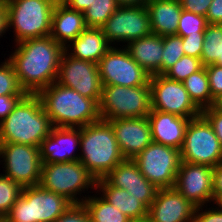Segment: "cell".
I'll list each match as a JSON object with an SVG mask.
<instances>
[{"instance_id":"5","label":"cell","mask_w":222,"mask_h":222,"mask_svg":"<svg viewBox=\"0 0 222 222\" xmlns=\"http://www.w3.org/2000/svg\"><path fill=\"white\" fill-rule=\"evenodd\" d=\"M7 12V29L16 36L14 41L50 35L51 18L57 0H4Z\"/></svg>"},{"instance_id":"47","label":"cell","mask_w":222,"mask_h":222,"mask_svg":"<svg viewBox=\"0 0 222 222\" xmlns=\"http://www.w3.org/2000/svg\"><path fill=\"white\" fill-rule=\"evenodd\" d=\"M118 6H143L146 5V3L149 0H116Z\"/></svg>"},{"instance_id":"23","label":"cell","mask_w":222,"mask_h":222,"mask_svg":"<svg viewBox=\"0 0 222 222\" xmlns=\"http://www.w3.org/2000/svg\"><path fill=\"white\" fill-rule=\"evenodd\" d=\"M125 48L150 76L162 75L163 37L152 33L130 41Z\"/></svg>"},{"instance_id":"9","label":"cell","mask_w":222,"mask_h":222,"mask_svg":"<svg viewBox=\"0 0 222 222\" xmlns=\"http://www.w3.org/2000/svg\"><path fill=\"white\" fill-rule=\"evenodd\" d=\"M181 160L186 163L215 167L222 162V146L212 125L201 114L190 119L180 150Z\"/></svg>"},{"instance_id":"10","label":"cell","mask_w":222,"mask_h":222,"mask_svg":"<svg viewBox=\"0 0 222 222\" xmlns=\"http://www.w3.org/2000/svg\"><path fill=\"white\" fill-rule=\"evenodd\" d=\"M132 160L145 178L158 189L174 187L182 162L180 150L154 142Z\"/></svg>"},{"instance_id":"29","label":"cell","mask_w":222,"mask_h":222,"mask_svg":"<svg viewBox=\"0 0 222 222\" xmlns=\"http://www.w3.org/2000/svg\"><path fill=\"white\" fill-rule=\"evenodd\" d=\"M203 66H222V24H208L204 30V44L200 57Z\"/></svg>"},{"instance_id":"24","label":"cell","mask_w":222,"mask_h":222,"mask_svg":"<svg viewBox=\"0 0 222 222\" xmlns=\"http://www.w3.org/2000/svg\"><path fill=\"white\" fill-rule=\"evenodd\" d=\"M110 48L111 46L101 28L87 27L75 40L71 41L64 50L73 58L98 64Z\"/></svg>"},{"instance_id":"34","label":"cell","mask_w":222,"mask_h":222,"mask_svg":"<svg viewBox=\"0 0 222 222\" xmlns=\"http://www.w3.org/2000/svg\"><path fill=\"white\" fill-rule=\"evenodd\" d=\"M0 64V95H26L20 87L14 67L9 59Z\"/></svg>"},{"instance_id":"2","label":"cell","mask_w":222,"mask_h":222,"mask_svg":"<svg viewBox=\"0 0 222 222\" xmlns=\"http://www.w3.org/2000/svg\"><path fill=\"white\" fill-rule=\"evenodd\" d=\"M37 95L53 127L81 128L101 119L96 100L56 82Z\"/></svg>"},{"instance_id":"3","label":"cell","mask_w":222,"mask_h":222,"mask_svg":"<svg viewBox=\"0 0 222 222\" xmlns=\"http://www.w3.org/2000/svg\"><path fill=\"white\" fill-rule=\"evenodd\" d=\"M52 124L37 94H26L0 123V143L39 147Z\"/></svg>"},{"instance_id":"45","label":"cell","mask_w":222,"mask_h":222,"mask_svg":"<svg viewBox=\"0 0 222 222\" xmlns=\"http://www.w3.org/2000/svg\"><path fill=\"white\" fill-rule=\"evenodd\" d=\"M61 2L72 10L84 12L93 3V0H61Z\"/></svg>"},{"instance_id":"48","label":"cell","mask_w":222,"mask_h":222,"mask_svg":"<svg viewBox=\"0 0 222 222\" xmlns=\"http://www.w3.org/2000/svg\"><path fill=\"white\" fill-rule=\"evenodd\" d=\"M214 106L222 111V96H220L217 100H215Z\"/></svg>"},{"instance_id":"8","label":"cell","mask_w":222,"mask_h":222,"mask_svg":"<svg viewBox=\"0 0 222 222\" xmlns=\"http://www.w3.org/2000/svg\"><path fill=\"white\" fill-rule=\"evenodd\" d=\"M151 112L150 84L126 87L103 85L99 113L103 120L146 117Z\"/></svg>"},{"instance_id":"27","label":"cell","mask_w":222,"mask_h":222,"mask_svg":"<svg viewBox=\"0 0 222 222\" xmlns=\"http://www.w3.org/2000/svg\"><path fill=\"white\" fill-rule=\"evenodd\" d=\"M183 84L190 99L201 111L215 104V100L212 98L210 92L206 66H203L197 72L192 73L183 81Z\"/></svg>"},{"instance_id":"39","label":"cell","mask_w":222,"mask_h":222,"mask_svg":"<svg viewBox=\"0 0 222 222\" xmlns=\"http://www.w3.org/2000/svg\"><path fill=\"white\" fill-rule=\"evenodd\" d=\"M204 207L205 206L196 207L194 222H222V204H216L214 208H207L206 205V209L203 212Z\"/></svg>"},{"instance_id":"41","label":"cell","mask_w":222,"mask_h":222,"mask_svg":"<svg viewBox=\"0 0 222 222\" xmlns=\"http://www.w3.org/2000/svg\"><path fill=\"white\" fill-rule=\"evenodd\" d=\"M182 9L206 17L213 0H179Z\"/></svg>"},{"instance_id":"15","label":"cell","mask_w":222,"mask_h":222,"mask_svg":"<svg viewBox=\"0 0 222 222\" xmlns=\"http://www.w3.org/2000/svg\"><path fill=\"white\" fill-rule=\"evenodd\" d=\"M56 83L74 89L87 98L100 101L103 84L98 64L73 58L63 52Z\"/></svg>"},{"instance_id":"17","label":"cell","mask_w":222,"mask_h":222,"mask_svg":"<svg viewBox=\"0 0 222 222\" xmlns=\"http://www.w3.org/2000/svg\"><path fill=\"white\" fill-rule=\"evenodd\" d=\"M108 121L113 128L118 147L125 159H133L153 142L147 116Z\"/></svg>"},{"instance_id":"14","label":"cell","mask_w":222,"mask_h":222,"mask_svg":"<svg viewBox=\"0 0 222 222\" xmlns=\"http://www.w3.org/2000/svg\"><path fill=\"white\" fill-rule=\"evenodd\" d=\"M101 29L111 47L117 42L128 44L132 40L152 34L150 17L145 5L119 6Z\"/></svg>"},{"instance_id":"4","label":"cell","mask_w":222,"mask_h":222,"mask_svg":"<svg viewBox=\"0 0 222 222\" xmlns=\"http://www.w3.org/2000/svg\"><path fill=\"white\" fill-rule=\"evenodd\" d=\"M79 161L97 179L104 178L125 158L109 121L100 119L81 127Z\"/></svg>"},{"instance_id":"31","label":"cell","mask_w":222,"mask_h":222,"mask_svg":"<svg viewBox=\"0 0 222 222\" xmlns=\"http://www.w3.org/2000/svg\"><path fill=\"white\" fill-rule=\"evenodd\" d=\"M22 187L7 176L0 174V219H4L17 201Z\"/></svg>"},{"instance_id":"38","label":"cell","mask_w":222,"mask_h":222,"mask_svg":"<svg viewBox=\"0 0 222 222\" xmlns=\"http://www.w3.org/2000/svg\"><path fill=\"white\" fill-rule=\"evenodd\" d=\"M206 72L209 78V87L212 98L217 100L222 96V66L216 64L207 65Z\"/></svg>"},{"instance_id":"33","label":"cell","mask_w":222,"mask_h":222,"mask_svg":"<svg viewBox=\"0 0 222 222\" xmlns=\"http://www.w3.org/2000/svg\"><path fill=\"white\" fill-rule=\"evenodd\" d=\"M203 67L201 59L184 55L171 68H169L163 75L169 79L183 82L192 73L197 72Z\"/></svg>"},{"instance_id":"1","label":"cell","mask_w":222,"mask_h":222,"mask_svg":"<svg viewBox=\"0 0 222 222\" xmlns=\"http://www.w3.org/2000/svg\"><path fill=\"white\" fill-rule=\"evenodd\" d=\"M9 56L20 87L28 94L56 82L64 47L50 35L16 43Z\"/></svg>"},{"instance_id":"30","label":"cell","mask_w":222,"mask_h":222,"mask_svg":"<svg viewBox=\"0 0 222 222\" xmlns=\"http://www.w3.org/2000/svg\"><path fill=\"white\" fill-rule=\"evenodd\" d=\"M116 0H93L92 5L83 12L88 28H101L117 10Z\"/></svg>"},{"instance_id":"16","label":"cell","mask_w":222,"mask_h":222,"mask_svg":"<svg viewBox=\"0 0 222 222\" xmlns=\"http://www.w3.org/2000/svg\"><path fill=\"white\" fill-rule=\"evenodd\" d=\"M174 188L196 207L213 202V167L181 162Z\"/></svg>"},{"instance_id":"42","label":"cell","mask_w":222,"mask_h":222,"mask_svg":"<svg viewBox=\"0 0 222 222\" xmlns=\"http://www.w3.org/2000/svg\"><path fill=\"white\" fill-rule=\"evenodd\" d=\"M25 95H0V123Z\"/></svg>"},{"instance_id":"36","label":"cell","mask_w":222,"mask_h":222,"mask_svg":"<svg viewBox=\"0 0 222 222\" xmlns=\"http://www.w3.org/2000/svg\"><path fill=\"white\" fill-rule=\"evenodd\" d=\"M53 222H91V217L83 203H72L70 207Z\"/></svg>"},{"instance_id":"43","label":"cell","mask_w":222,"mask_h":222,"mask_svg":"<svg viewBox=\"0 0 222 222\" xmlns=\"http://www.w3.org/2000/svg\"><path fill=\"white\" fill-rule=\"evenodd\" d=\"M213 204H222V162L213 167Z\"/></svg>"},{"instance_id":"11","label":"cell","mask_w":222,"mask_h":222,"mask_svg":"<svg viewBox=\"0 0 222 222\" xmlns=\"http://www.w3.org/2000/svg\"><path fill=\"white\" fill-rule=\"evenodd\" d=\"M4 174L22 188L39 185L42 161L39 147L18 143H0ZM0 161V162H1Z\"/></svg>"},{"instance_id":"21","label":"cell","mask_w":222,"mask_h":222,"mask_svg":"<svg viewBox=\"0 0 222 222\" xmlns=\"http://www.w3.org/2000/svg\"><path fill=\"white\" fill-rule=\"evenodd\" d=\"M154 143L181 150L190 119L175 114L151 110L147 115Z\"/></svg>"},{"instance_id":"40","label":"cell","mask_w":222,"mask_h":222,"mask_svg":"<svg viewBox=\"0 0 222 222\" xmlns=\"http://www.w3.org/2000/svg\"><path fill=\"white\" fill-rule=\"evenodd\" d=\"M208 122L212 125L214 133L216 134L222 146V111L217 109L214 105L202 110L201 113Z\"/></svg>"},{"instance_id":"46","label":"cell","mask_w":222,"mask_h":222,"mask_svg":"<svg viewBox=\"0 0 222 222\" xmlns=\"http://www.w3.org/2000/svg\"><path fill=\"white\" fill-rule=\"evenodd\" d=\"M7 31L9 30L7 29L6 3L4 0H0V37H3Z\"/></svg>"},{"instance_id":"20","label":"cell","mask_w":222,"mask_h":222,"mask_svg":"<svg viewBox=\"0 0 222 222\" xmlns=\"http://www.w3.org/2000/svg\"><path fill=\"white\" fill-rule=\"evenodd\" d=\"M81 128L52 127L39 146L42 164L79 161L75 154L80 146Z\"/></svg>"},{"instance_id":"49","label":"cell","mask_w":222,"mask_h":222,"mask_svg":"<svg viewBox=\"0 0 222 222\" xmlns=\"http://www.w3.org/2000/svg\"><path fill=\"white\" fill-rule=\"evenodd\" d=\"M130 222H149V220L146 219H140V220H131Z\"/></svg>"},{"instance_id":"26","label":"cell","mask_w":222,"mask_h":222,"mask_svg":"<svg viewBox=\"0 0 222 222\" xmlns=\"http://www.w3.org/2000/svg\"><path fill=\"white\" fill-rule=\"evenodd\" d=\"M96 190L97 192H100L99 194L106 201L118 208L131 220L147 218L148 208L140 200L133 197L132 194H129L126 190L110 185L104 178L97 179Z\"/></svg>"},{"instance_id":"18","label":"cell","mask_w":222,"mask_h":222,"mask_svg":"<svg viewBox=\"0 0 222 222\" xmlns=\"http://www.w3.org/2000/svg\"><path fill=\"white\" fill-rule=\"evenodd\" d=\"M104 179L112 186L124 189L147 208L154 201L158 188L140 172L132 159H124Z\"/></svg>"},{"instance_id":"6","label":"cell","mask_w":222,"mask_h":222,"mask_svg":"<svg viewBox=\"0 0 222 222\" xmlns=\"http://www.w3.org/2000/svg\"><path fill=\"white\" fill-rule=\"evenodd\" d=\"M72 204L67 198L40 185L23 187L5 222H53Z\"/></svg>"},{"instance_id":"32","label":"cell","mask_w":222,"mask_h":222,"mask_svg":"<svg viewBox=\"0 0 222 222\" xmlns=\"http://www.w3.org/2000/svg\"><path fill=\"white\" fill-rule=\"evenodd\" d=\"M184 55L181 36H163L162 75Z\"/></svg>"},{"instance_id":"7","label":"cell","mask_w":222,"mask_h":222,"mask_svg":"<svg viewBox=\"0 0 222 222\" xmlns=\"http://www.w3.org/2000/svg\"><path fill=\"white\" fill-rule=\"evenodd\" d=\"M96 182L86 167L80 161H75L42 164L39 185L64 196L72 203H83L87 195L81 198V194L85 193V189L96 190ZM77 194H80V198Z\"/></svg>"},{"instance_id":"13","label":"cell","mask_w":222,"mask_h":222,"mask_svg":"<svg viewBox=\"0 0 222 222\" xmlns=\"http://www.w3.org/2000/svg\"><path fill=\"white\" fill-rule=\"evenodd\" d=\"M124 46L122 49L112 46L98 62L102 84L126 87L147 85L150 74L131 57Z\"/></svg>"},{"instance_id":"28","label":"cell","mask_w":222,"mask_h":222,"mask_svg":"<svg viewBox=\"0 0 222 222\" xmlns=\"http://www.w3.org/2000/svg\"><path fill=\"white\" fill-rule=\"evenodd\" d=\"M83 204L87 208L91 222H130L131 219L124 215L118 208L106 201L102 196H90Z\"/></svg>"},{"instance_id":"25","label":"cell","mask_w":222,"mask_h":222,"mask_svg":"<svg viewBox=\"0 0 222 222\" xmlns=\"http://www.w3.org/2000/svg\"><path fill=\"white\" fill-rule=\"evenodd\" d=\"M153 34L176 35L182 6L179 0H149L146 5Z\"/></svg>"},{"instance_id":"35","label":"cell","mask_w":222,"mask_h":222,"mask_svg":"<svg viewBox=\"0 0 222 222\" xmlns=\"http://www.w3.org/2000/svg\"><path fill=\"white\" fill-rule=\"evenodd\" d=\"M207 25L206 17L182 10L176 35L184 37L196 34V32H204Z\"/></svg>"},{"instance_id":"19","label":"cell","mask_w":222,"mask_h":222,"mask_svg":"<svg viewBox=\"0 0 222 222\" xmlns=\"http://www.w3.org/2000/svg\"><path fill=\"white\" fill-rule=\"evenodd\" d=\"M196 206L174 187L158 189L148 208L149 222H194Z\"/></svg>"},{"instance_id":"37","label":"cell","mask_w":222,"mask_h":222,"mask_svg":"<svg viewBox=\"0 0 222 222\" xmlns=\"http://www.w3.org/2000/svg\"><path fill=\"white\" fill-rule=\"evenodd\" d=\"M182 44L185 55L200 59L204 44V32H196V34L182 37Z\"/></svg>"},{"instance_id":"44","label":"cell","mask_w":222,"mask_h":222,"mask_svg":"<svg viewBox=\"0 0 222 222\" xmlns=\"http://www.w3.org/2000/svg\"><path fill=\"white\" fill-rule=\"evenodd\" d=\"M208 24H222V0H213L206 14Z\"/></svg>"},{"instance_id":"12","label":"cell","mask_w":222,"mask_h":222,"mask_svg":"<svg viewBox=\"0 0 222 222\" xmlns=\"http://www.w3.org/2000/svg\"><path fill=\"white\" fill-rule=\"evenodd\" d=\"M151 110H157L193 119L202 111L190 99L183 82L169 79L165 75H151Z\"/></svg>"},{"instance_id":"22","label":"cell","mask_w":222,"mask_h":222,"mask_svg":"<svg viewBox=\"0 0 222 222\" xmlns=\"http://www.w3.org/2000/svg\"><path fill=\"white\" fill-rule=\"evenodd\" d=\"M87 28L84 14L72 10L61 1L54 6L50 36L64 48Z\"/></svg>"}]
</instances>
